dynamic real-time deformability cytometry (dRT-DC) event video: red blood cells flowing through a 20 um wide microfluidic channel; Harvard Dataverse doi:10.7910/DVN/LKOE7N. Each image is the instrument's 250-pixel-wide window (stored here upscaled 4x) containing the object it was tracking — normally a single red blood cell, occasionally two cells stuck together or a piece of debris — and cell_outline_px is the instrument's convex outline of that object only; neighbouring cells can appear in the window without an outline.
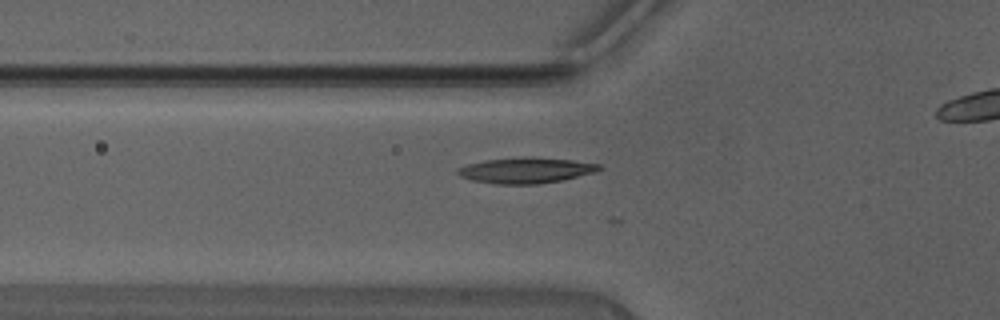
{"species": "Egyptian fruit bat (a non-hibernating species)", "species_latin": "Rousettus aegyptiacus", "temperature_condition": "warm", "stored_images_in_passage": 27, "camera_frame_rate_fps": 3000, "um_per_image_px": 0.085, "animal": {"sex": "male"}, "frame": {"image": 1, "passage_image": 3, "time_ms": 0.667, "image_size_px": [1000, 320], "cell_outline_px": [[596, 168], [572, 176], [556, 180], [484, 180], [468, 176], [472, 168], [480, 164], [500, 160], [564, 160], [588, 164]], "centroid_in_image_um": [44.92, 14.45], "position_along_channel_um": 80.9, "area_um2": 14.97}}
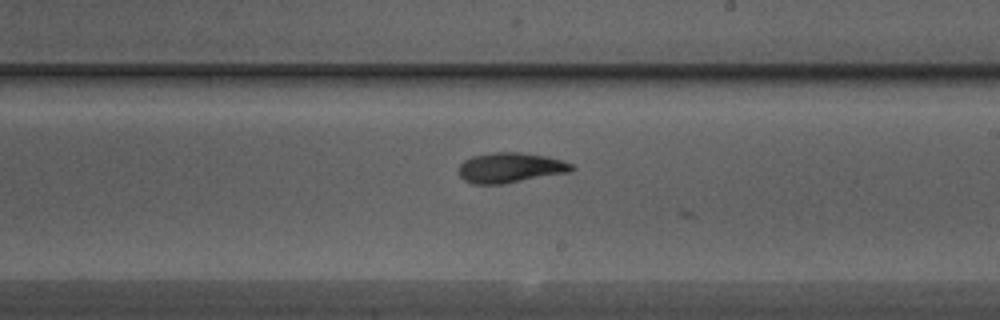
{"frame": {"image": 2, "passage_image": 14, "time_ms": 4.333, "image_size_px": [1000, 320], "cell_outline_px": [[572, 168], [512, 180], [468, 180], [460, 172], [460, 168], [468, 160], [484, 156], [532, 156], [556, 160], [568, 164]], "centroid_in_image_um": [43.29, 14.24], "position_along_channel_um": 245.7, "area_um2": 14.74}}
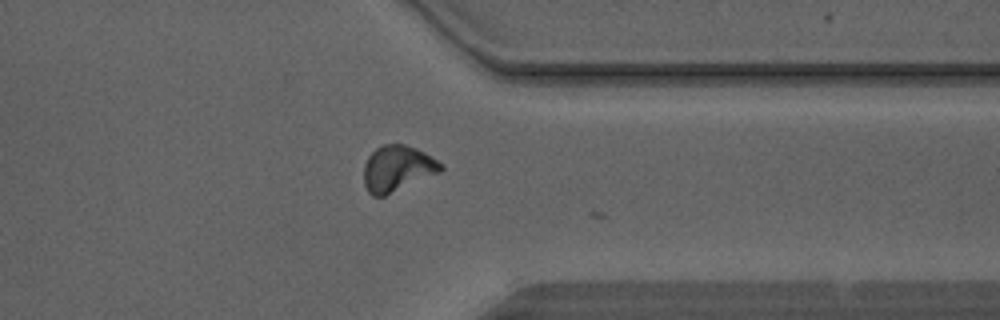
{"frame": {"image": 3, "passage_image": 23, "time_ms": 7.333, "image_size_px": [1000, 320], "cell_outline_px": [[440, 168], [380, 196], [376, 196], [368, 188], [364, 176], [364, 172], [368, 160], [380, 148], [396, 144], [420, 152], [428, 156], [440, 164]], "centroid_in_image_um": [33.68, 14.31], "position_along_channel_um": 377.7, "area_um2": 17.46}}